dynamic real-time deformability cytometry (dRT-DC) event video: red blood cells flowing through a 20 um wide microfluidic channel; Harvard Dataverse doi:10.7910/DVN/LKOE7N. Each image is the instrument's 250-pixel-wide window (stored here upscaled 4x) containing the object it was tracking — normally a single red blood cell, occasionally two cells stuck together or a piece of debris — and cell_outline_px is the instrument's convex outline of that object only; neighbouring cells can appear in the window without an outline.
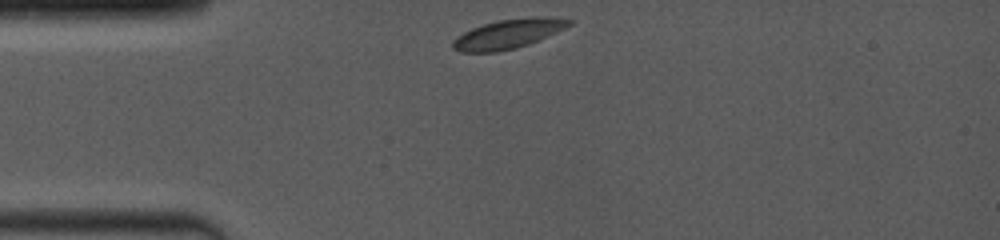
{"species": "common noctule bat (a hibernating species)", "species_latin": "Nyctalus noctula", "temperature_condition": "room temperature", "stored_images_in_passage": 6, "camera_frame_rate_fps": 4000, "um_per_image_px": 0.085, "animal": {"sex": "female", "body_mass_g": 19.0, "forearm_length_mm": 53.3}, "frame": {"image": 1, "passage_image": 1, "time_ms": 0.0, "image_size_px": [1000, 240], "cell_outline_px": [[572, 24], [540, 40], [516, 48], [496, 52], [460, 52], [452, 48], [452, 40], [456, 36], [472, 28], [484, 24], [500, 20], [536, 16], [556, 16], [572, 20]], "centroid_in_image_um": [43.21, 2.87], "position_along_channel_um": 41.8, "area_um2": 20.0}}
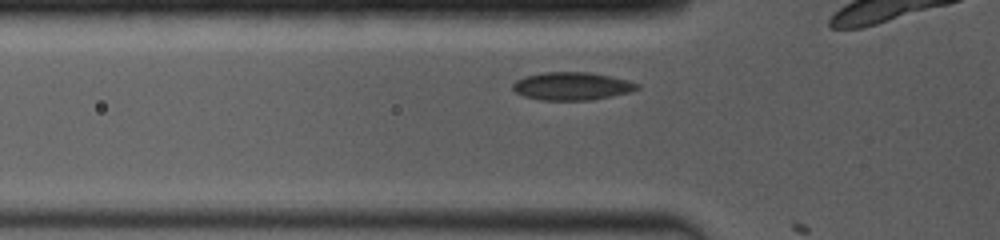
{"frame": {"image": 2, "passage_image": 5, "time_ms": 1.5, "image_size_px": [1000, 240], "cell_outline_px": [[640, 88], [632, 92], [592, 100], [540, 100], [524, 96], [516, 92], [512, 88], [512, 84], [516, 80], [524, 76], [544, 72], [588, 72], [628, 80], [640, 84]], "centroid_in_image_um": [48.62, 7.32], "position_along_channel_um": 77.2, "area_um2": 20.35}}